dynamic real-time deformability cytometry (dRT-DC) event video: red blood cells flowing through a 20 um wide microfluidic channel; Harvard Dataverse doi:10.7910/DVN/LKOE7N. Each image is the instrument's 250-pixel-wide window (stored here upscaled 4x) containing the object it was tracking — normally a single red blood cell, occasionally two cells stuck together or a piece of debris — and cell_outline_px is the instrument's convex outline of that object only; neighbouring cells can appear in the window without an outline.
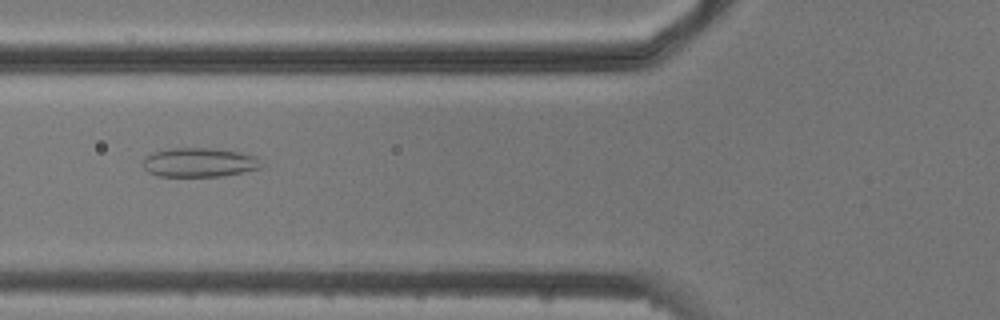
{"species": "common noctule bat (a hibernating species)", "species_latin": "Nyctalus noctula", "temperature_condition": "cold", "stored_images_in_passage": 4, "camera_frame_rate_fps": 3000, "um_per_image_px": 0.085, "animal": {"sex": "male", "body_mass_g": 20.5, "forearm_length_mm": 52.5}, "frame": {"image": 1, "passage_image": 3, "time_ms": 2.333, "image_size_px": [1000, 320], "cell_outline_px": [[260, 168], [244, 172], [224, 176], [160, 176], [148, 172], [144, 168], [144, 160], [152, 152], [168, 148], [212, 148], [240, 152], [256, 156]], "centroid_in_image_um": [16.92, 13.8], "position_along_channel_um": 108.9, "area_um2": 19.94}}